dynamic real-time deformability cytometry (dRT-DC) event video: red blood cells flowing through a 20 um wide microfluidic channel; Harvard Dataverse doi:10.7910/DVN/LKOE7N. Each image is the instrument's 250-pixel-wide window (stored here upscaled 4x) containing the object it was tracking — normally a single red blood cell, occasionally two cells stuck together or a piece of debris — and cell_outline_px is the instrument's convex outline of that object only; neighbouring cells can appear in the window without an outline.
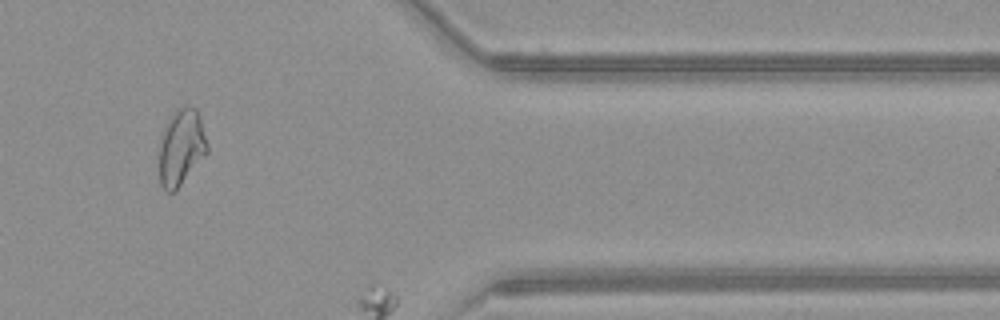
{"species": "common noctule bat (a hibernating species)", "species_latin": "Nyctalus noctula", "temperature_condition": "warm", "stored_images_in_passage": 50, "segment_of_instrument_passage": [2, 2], "camera_frame_rate_fps": 3000, "um_per_image_px": 0.085, "animal": {"sex": "female", "body_mass_g": 21.9}, "frame": {"image": 1, "passage_image": 43, "time_ms": 14.0, "image_size_px": [1000, 320], "cell_outline_px": [[208, 152], [176, 192], [168, 192], [160, 184], [160, 136], [168, 120], [176, 108], [184, 104], [188, 104], [196, 108], [200, 116], [208, 144]], "centroid_in_image_um": [15.42, 12.5], "position_along_channel_um": 396.0, "area_um2": 21.73}}